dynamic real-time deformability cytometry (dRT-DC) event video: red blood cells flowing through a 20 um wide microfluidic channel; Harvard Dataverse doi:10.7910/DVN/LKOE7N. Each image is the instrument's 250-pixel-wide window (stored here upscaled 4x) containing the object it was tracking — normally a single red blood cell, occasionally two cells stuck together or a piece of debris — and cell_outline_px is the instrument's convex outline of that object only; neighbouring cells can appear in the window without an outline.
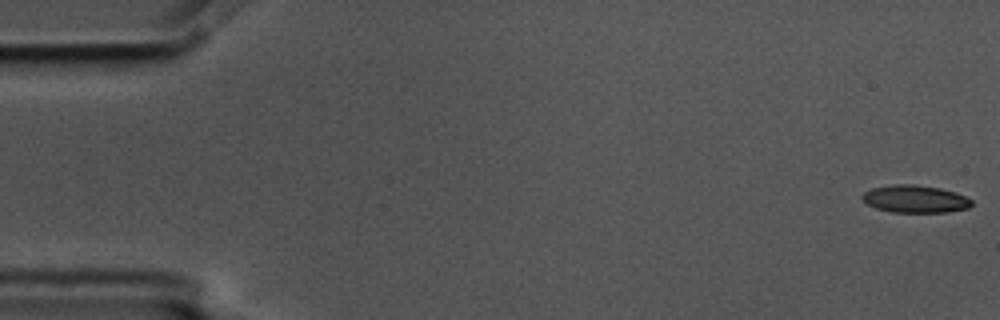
{"species": "common noctule bat (a hibernating species)", "species_latin": "Nyctalus noctula", "temperature_condition": "cold", "stored_images_in_passage": 6, "camera_frame_rate_fps": 3000, "um_per_image_px": 0.085, "animal": {"sex": "male", "body_mass_g": 17.5, "forearm_length_mm": 52.3}, "frame": {"image": 1, "passage_image": 1, "time_ms": 0.0, "image_size_px": [1000, 320], "cell_outline_px": [[972, 204], [968, 208], [948, 212], [892, 212], [876, 208], [868, 204], [860, 196], [864, 192], [872, 188], [892, 184], [912, 184], [940, 188], [956, 192], [972, 200]], "centroid_in_image_um": [77.78, 16.91], "position_along_channel_um": 7.2, "area_um2": 17.51}}
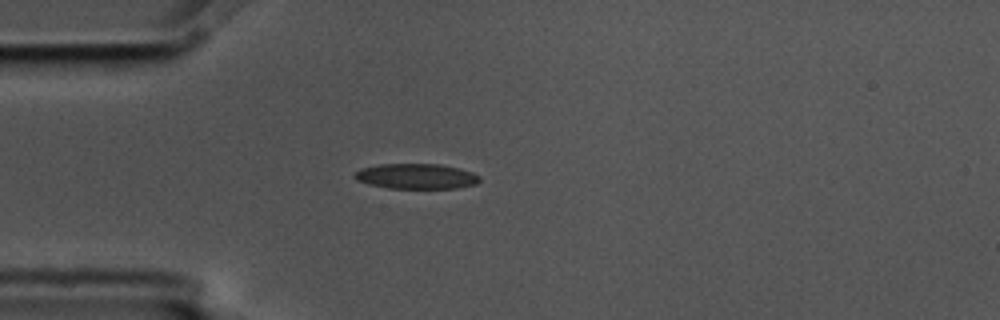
{"frame": {"image": 2, "passage_image": 5, "time_ms": 1.333, "image_size_px": [1000, 320], "cell_outline_px": [[480, 180], [476, 184], [456, 188], [388, 188], [368, 184], [356, 180], [352, 176], [360, 168], [380, 164], [440, 164], [460, 168], [472, 172], [480, 176]], "centroid_in_image_um": [35.37, 14.98], "position_along_channel_um": 49.6, "area_um2": 18.5}}